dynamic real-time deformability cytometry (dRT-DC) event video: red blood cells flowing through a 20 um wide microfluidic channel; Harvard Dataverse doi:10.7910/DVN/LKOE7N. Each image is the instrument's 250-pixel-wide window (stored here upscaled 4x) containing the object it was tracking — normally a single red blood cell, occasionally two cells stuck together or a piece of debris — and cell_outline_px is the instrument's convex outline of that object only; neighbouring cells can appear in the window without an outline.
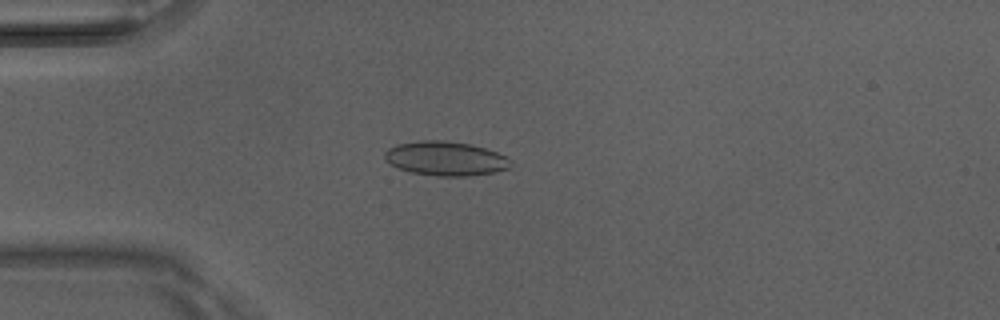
{"species": "Egyptian fruit bat (a non-hibernating species)", "species_latin": "Rousettus aegyptiacus", "temperature_condition": "room temperature", "stored_images_in_passage": 50, "camera_frame_rate_fps": 3000, "um_per_image_px": 0.085, "animal": {"sex": "male"}, "frame": {"image": 1, "passage_image": 14, "time_ms": 4.333, "image_size_px": [1000, 320], "cell_outline_px": [[512, 164], [508, 168], [492, 172], [468, 176], [436, 176], [412, 172], [400, 168], [384, 160], [384, 152], [388, 148], [396, 144], [420, 140], [444, 140], [468, 144], [484, 148], [496, 152], [512, 160]], "centroid_in_image_um": [37.84, 13.47], "position_along_channel_um": 47.2, "area_um2": 24.97}}
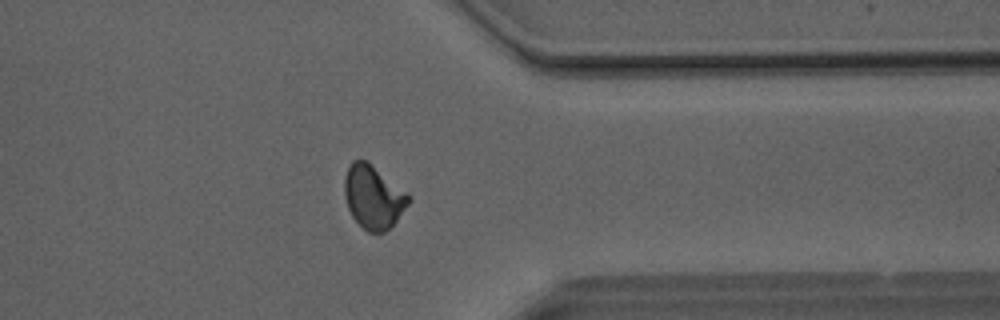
{"frame": {"image": 2, "passage_image": 40, "time_ms": 13.0, "image_size_px": [1000, 320], "cell_outline_px": [[412, 200], [396, 220], [384, 232], [368, 232], [352, 216], [348, 208], [344, 196], [344, 176], [352, 160], [364, 160], [408, 192], [412, 196]], "centroid_in_image_um": [31.74, 16.74], "position_along_channel_um": 379.7, "area_um2": 23.41}}
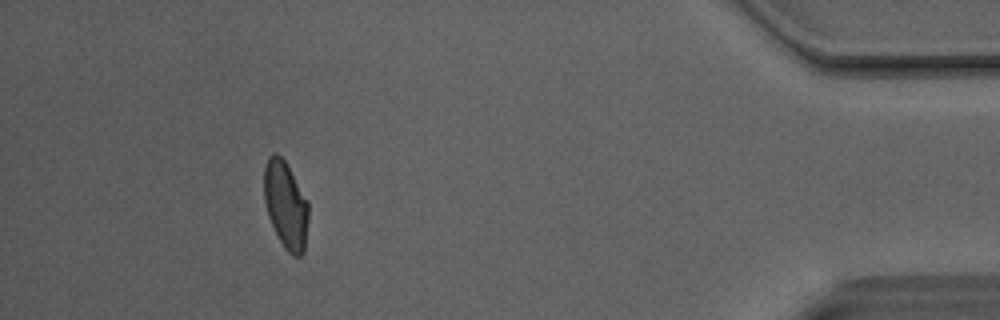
{"frame": {"image": 3, "passage_image": 46, "time_ms": 15.0, "image_size_px": [1000, 320], "cell_outline_px": [[308, 220], [304, 252], [300, 256], [292, 256], [284, 248], [268, 216], [264, 200], [264, 164], [268, 156], [272, 152], [276, 152], [284, 160], [308, 200]], "centroid_in_image_um": [24.28, 17.4], "position_along_channel_um": 410.9, "area_um2": 22.66}, "authors_computed_cell_mechanics": {"area_um2": 23.4668, "velocity_mm_per_s": 4.1274, "shape_relaxation_time_tau1_ms": 4.5411, "shape_relaxation_time_tau2_ms": 1.2177, "deformation_change_tau1": 0.129, "deformation_change_tau2": 0.0532}}